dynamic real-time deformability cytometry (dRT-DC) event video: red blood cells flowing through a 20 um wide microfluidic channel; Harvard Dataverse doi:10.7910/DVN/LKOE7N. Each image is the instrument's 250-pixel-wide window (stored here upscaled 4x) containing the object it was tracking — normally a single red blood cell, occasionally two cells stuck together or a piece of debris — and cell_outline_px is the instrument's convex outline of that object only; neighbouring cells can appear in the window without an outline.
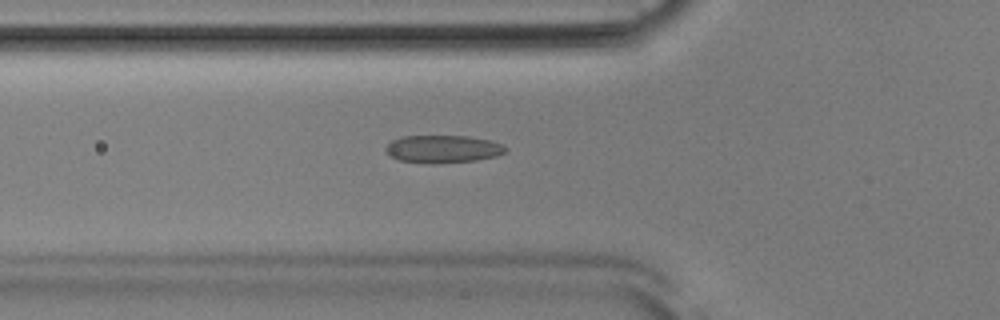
{"species": "Egyptian fruit bat (a non-hibernating species)", "species_latin": "Rousettus aegyptiacus", "temperature_condition": "room temperature", "stored_images_in_passage": 50, "camera_frame_rate_fps": 3000, "um_per_image_px": 0.085, "animal": {"sex": "male"}, "frame": {"image": 1, "passage_image": 16, "time_ms": 5.0, "image_size_px": [1000, 320], "cell_outline_px": [[508, 148], [504, 152], [496, 156], [476, 160], [400, 160], [388, 156], [384, 152], [384, 148], [392, 140], [400, 136], [468, 136], [488, 140], [500, 144]], "centroid_in_image_um": [37.61, 12.6], "position_along_channel_um": 88.2, "area_um2": 18.26}}
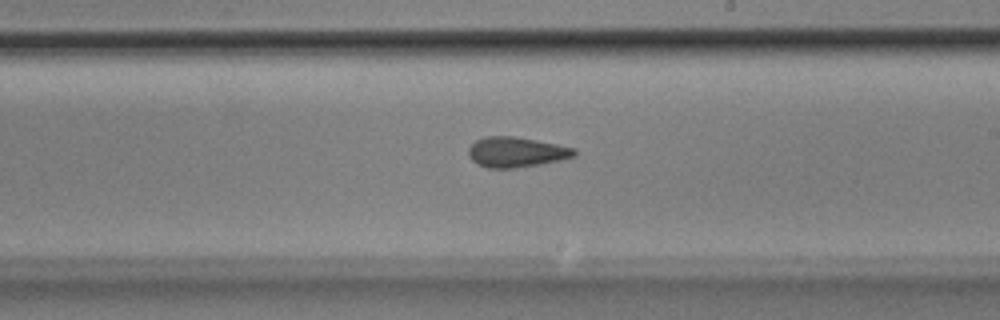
{"frame": {"image": 2, "passage_image": 28, "time_ms": 9.0, "image_size_px": [1000, 320], "cell_outline_px": [[576, 156], [560, 160], [540, 164], [512, 168], [488, 168], [476, 164], [468, 156], [468, 148], [476, 140], [484, 136], [512, 136], [536, 140], [556, 144], [572, 148], [576, 152]], "centroid_in_image_um": [43.83, 12.93], "position_along_channel_um": 245.2, "area_um2": 18.55}}
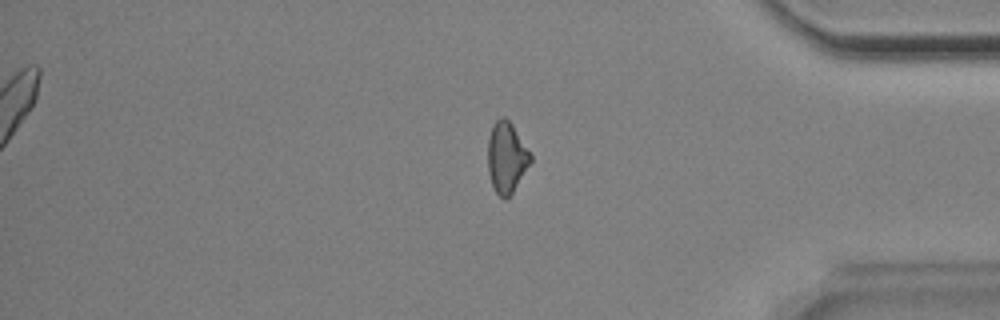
{"frame": {"image": 3, "passage_image": 41, "time_ms": 13.333, "image_size_px": [1000, 320], "cell_outline_px": [[532, 160], [512, 192], [504, 200], [496, 192], [492, 184], [488, 172], [488, 140], [492, 124], [500, 116], [504, 116], [512, 124], [532, 156]], "centroid_in_image_um": [43.04, 13.35], "position_along_channel_um": 392.2, "area_um2": 17.4}, "authors_computed_cell_mechanics": {"area_um2": 18.3515, "velocity_mm_per_s": 3.9111, "shape_relaxation_time_tau1_ms": 7.132, "shape_relaxation_time_tau2_ms": 2.7057, "deformation_change_tau1": 0.1663, "deformation_change_tau2": 0.12}}